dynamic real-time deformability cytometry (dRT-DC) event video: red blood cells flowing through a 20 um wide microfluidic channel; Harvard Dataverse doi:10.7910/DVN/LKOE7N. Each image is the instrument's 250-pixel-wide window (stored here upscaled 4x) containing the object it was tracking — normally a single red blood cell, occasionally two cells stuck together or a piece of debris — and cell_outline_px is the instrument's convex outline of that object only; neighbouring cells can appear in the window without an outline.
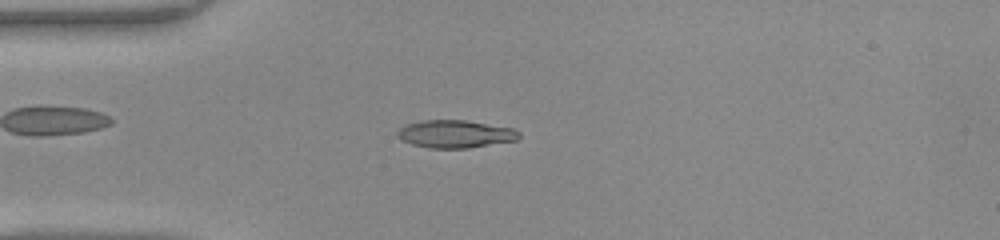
{"species": "common noctule bat (a hibernating species)", "species_latin": "Nyctalus noctula", "temperature_condition": "warm", "stored_images_in_passage": 43, "camera_frame_rate_fps": 3000, "um_per_image_px": 0.085, "animal": {"sex": "female", "body_mass_g": 22.0, "forearm_length_mm": 56.7}, "frame": {"image": 1, "passage_image": 8, "time_ms": 2.333, "image_size_px": [1000, 240], "cell_outline_px": [[516, 140], [460, 148], [436, 148], [416, 144], [404, 140], [400, 136], [400, 132], [404, 128], [412, 124], [432, 120], [460, 120], [508, 128], [516, 132]], "centroid_in_image_um": [38.71, 11.39], "position_along_channel_um": 46.3, "area_um2": 17.86}}
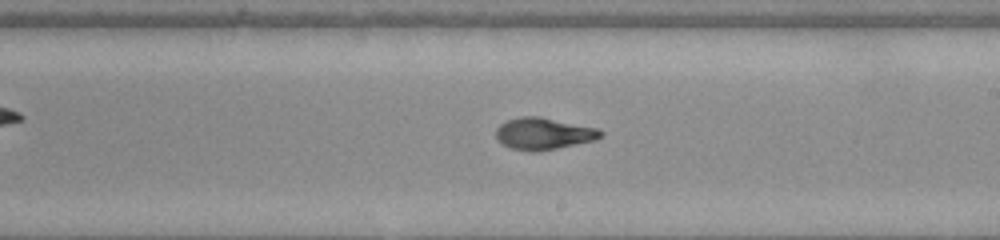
{"frame": {"image": 2, "passage_image": 23, "time_ms": 7.333, "image_size_px": [1000, 240], "cell_outline_px": [[600, 136], [588, 140], [552, 148], [516, 148], [504, 144], [496, 136], [496, 132], [504, 124], [512, 120], [548, 120], [592, 128], [600, 132]], "centroid_in_image_um": [46.17, 11.39], "position_along_channel_um": 242.8, "area_um2": 16.07}}
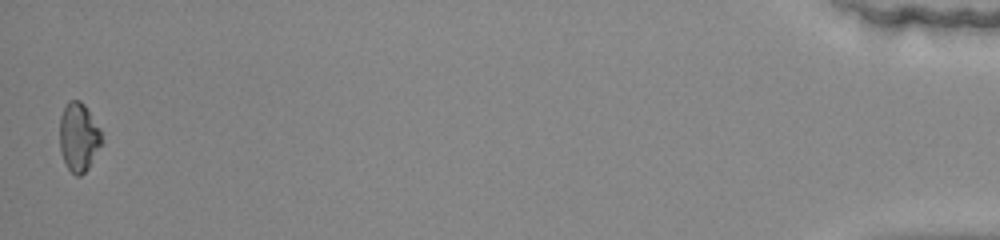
{"frame": {"image": 3, "passage_image": 43, "time_ms": 14.0, "image_size_px": [1000, 240], "cell_outline_px": [[100, 144], [84, 172], [80, 176], [76, 176], [68, 168], [64, 160], [60, 144], [60, 120], [64, 108], [72, 100], [76, 100], [88, 112], [100, 132]], "centroid_in_image_um": [6.64, 11.69], "position_along_channel_um": 428.6, "area_um2": 15.49}, "authors_computed_cell_mechanics": {"area_um2": 16.7042, "velocity_mm_per_s": 4.2395, "shape_relaxation_time_tau1_ms": null, "shape_relaxation_time_tau2_ms": 1.1713, "deformation_change_tau1": null, "deformation_change_tau2": 0.0632}}